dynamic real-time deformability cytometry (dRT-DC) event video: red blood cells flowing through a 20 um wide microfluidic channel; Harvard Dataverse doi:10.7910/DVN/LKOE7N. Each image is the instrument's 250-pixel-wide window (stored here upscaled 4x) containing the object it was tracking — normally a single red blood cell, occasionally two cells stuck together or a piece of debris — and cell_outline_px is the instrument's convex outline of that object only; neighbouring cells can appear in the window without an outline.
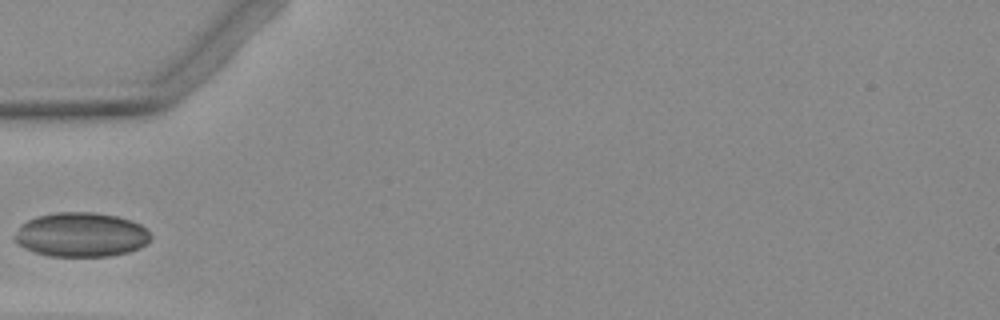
{"species": "Egyptian fruit bat (a non-hibernating species)", "species_latin": "Rousettus aegyptiacus", "temperature_condition": "warm", "stored_images_in_passage": 1, "camera_frame_rate_fps": 3000, "um_per_image_px": 0.085, "animal": {"sex": "female"}, "frame": {"image": 1, "passage_image": 1, "time_ms": 0.0, "image_size_px": [1000, 320], "cell_outline_px": [[152, 236], [148, 244], [140, 248], [128, 252], [108, 256], [48, 256], [24, 248], [16, 244], [12, 240], [12, 236], [20, 224], [36, 216], [56, 212], [92, 212], [116, 216], [140, 224]], "centroid_in_image_um": [6.84, 19.95], "position_along_channel_um": 78.2, "area_um2": 35.43}}